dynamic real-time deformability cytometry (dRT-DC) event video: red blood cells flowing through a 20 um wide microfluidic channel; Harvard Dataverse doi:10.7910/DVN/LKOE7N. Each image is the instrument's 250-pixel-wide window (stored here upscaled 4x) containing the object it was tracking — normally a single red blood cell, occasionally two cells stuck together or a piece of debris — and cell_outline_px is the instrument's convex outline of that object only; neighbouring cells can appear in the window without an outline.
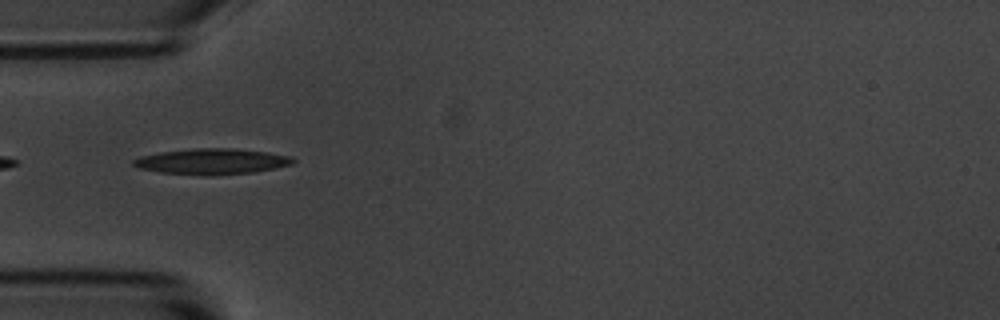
{"species": "common noctule bat (a hibernating species)", "species_latin": "Nyctalus noctula", "temperature_condition": "room temperature", "stored_images_in_passage": 3, "camera_frame_rate_fps": 3000, "um_per_image_px": 0.085, "animal": {"sex": "male", "body_mass_g": 20.1, "forearm_length_mm": 53.5}, "frame": {"image": 1, "passage_image": 3, "time_ms": 2.333, "image_size_px": [1000, 320], "cell_outline_px": [[296, 160], [292, 164], [276, 168], [252, 172], [160, 172], [140, 168], [132, 164], [132, 160], [140, 156], [160, 152], [196, 148], [232, 148], [268, 152], [292, 156]], "centroid_in_image_um": [18.06, 13.66], "position_along_channel_um": 66.9, "area_um2": 22.66}}